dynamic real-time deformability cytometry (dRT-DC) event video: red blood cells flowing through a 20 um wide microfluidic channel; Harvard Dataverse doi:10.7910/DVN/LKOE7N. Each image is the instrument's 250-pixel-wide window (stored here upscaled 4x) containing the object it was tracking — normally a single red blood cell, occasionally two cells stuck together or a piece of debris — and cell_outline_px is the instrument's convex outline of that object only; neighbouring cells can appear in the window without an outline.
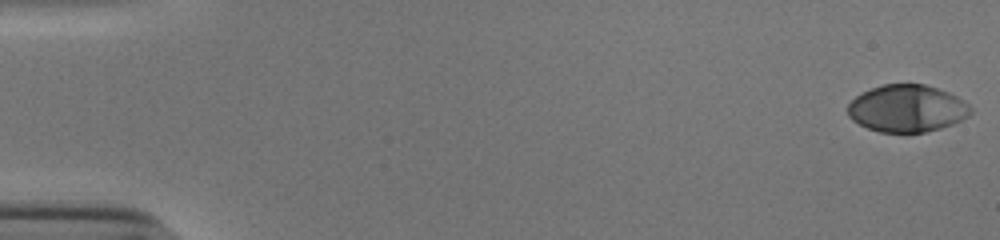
{"species": "human", "species_latin": "Homo sapiens", "temperature_condition": "cold", "stored_images_in_passage": 54, "camera_frame_rate_fps": 3000, "um_per_image_px": 0.085, "donor": {"sex": "male"}, "frame": {"image": 1, "passage_image": 1, "time_ms": 0.0, "image_size_px": [1000, 240], "cell_outline_px": [[972, 112], [968, 116], [952, 124], [940, 128], [924, 132], [880, 132], [868, 128], [852, 120], [848, 116], [848, 104], [860, 92], [884, 84], [924, 84], [948, 92], [956, 96], [968, 104], [972, 108]], "centroid_in_image_um": [77.08, 9.21], "position_along_channel_um": 7.9, "area_um2": 33.64}}
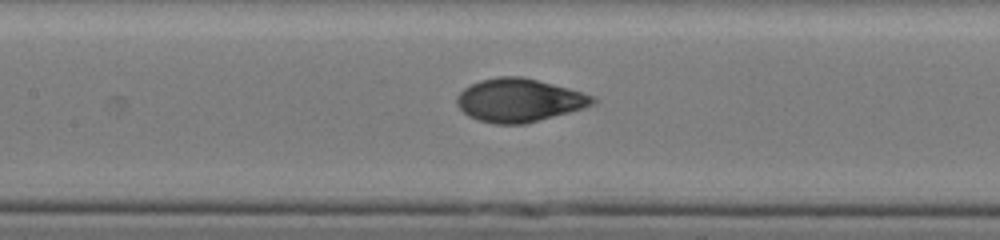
{"frame": {"image": 2, "passage_image": 26, "time_ms": 8.333, "image_size_px": [1000, 240], "cell_outline_px": [[596, 104], [584, 108], [524, 124], [492, 124], [476, 120], [468, 116], [456, 104], [456, 96], [464, 88], [480, 80], [500, 76], [520, 76], [568, 88], [596, 96]], "centroid_in_image_um": [44.12, 8.53], "position_along_channel_um": 163.3, "area_um2": 34.28}}
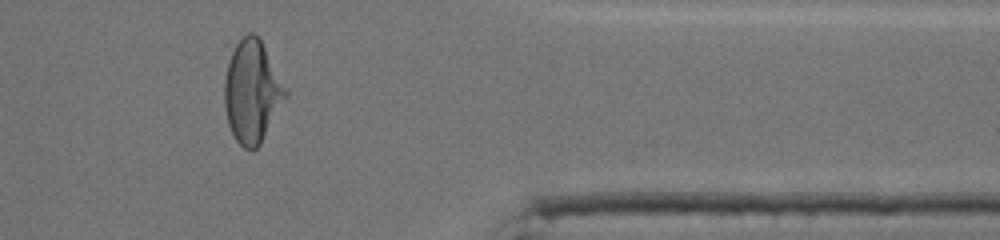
{"frame": {"image": 3, "passage_image": 45, "time_ms": 14.667, "image_size_px": [1000, 240], "cell_outline_px": [[288, 96], [260, 144], [256, 148], [244, 148], [236, 140], [228, 124], [224, 104], [224, 44], [248, 32], [252, 32], [260, 40], [288, 88]], "centroid_in_image_um": [21.35, 7.63], "position_along_channel_um": 390.0, "area_um2": 38.03}, "authors_computed_cell_mechanics": {"area_um2": 33.9864, "velocity_mm_per_s": 3.8517, "shape_relaxation_time_tau1_ms": 3.7282, "shape_relaxation_time_tau2_ms": null, "deformation_change_tau1": 0.2021, "deformation_change_tau2": null}}